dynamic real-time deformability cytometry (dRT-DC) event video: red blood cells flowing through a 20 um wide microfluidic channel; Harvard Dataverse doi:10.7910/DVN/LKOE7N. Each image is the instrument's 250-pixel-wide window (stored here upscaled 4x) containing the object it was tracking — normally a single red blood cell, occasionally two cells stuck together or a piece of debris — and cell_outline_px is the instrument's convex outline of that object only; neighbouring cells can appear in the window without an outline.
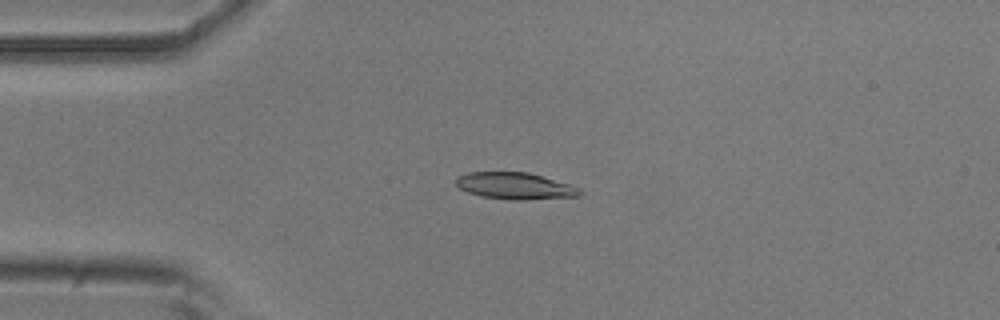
{"species": "common noctule bat (a hibernating species)", "species_latin": "Nyctalus noctula", "temperature_condition": "room temperature", "stored_images_in_passage": 7, "camera_frame_rate_fps": 3000, "um_per_image_px": 0.085, "animal": {"sex": "male", "body_mass_g": 20.5, "forearm_length_mm": 52.5}, "frame": {"image": 1, "passage_image": 2, "time_ms": 0.333, "image_size_px": [1000, 320], "cell_outline_px": [[584, 192], [580, 196], [524, 200], [508, 200], [480, 196], [468, 192], [460, 188], [456, 184], [456, 176], [468, 172], [528, 172], [568, 184], [580, 188]], "centroid_in_image_um": [43.77, 15.81], "position_along_channel_um": 41.2, "area_um2": 19.36}}
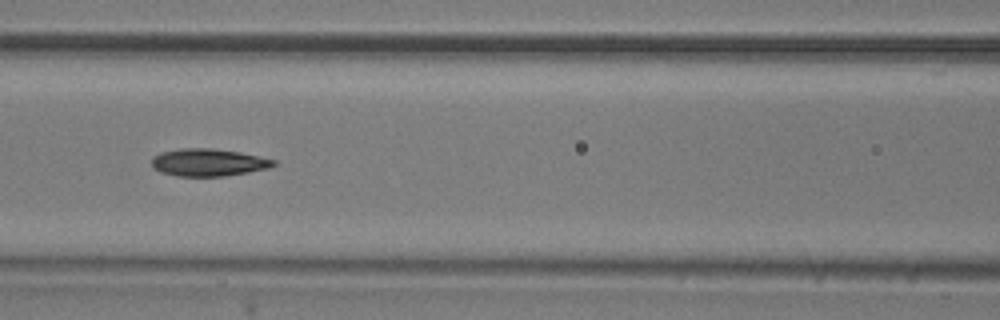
{"frame": {"image": 2, "passage_image": 5, "time_ms": 1.333, "image_size_px": [1000, 320], "cell_outline_px": [[276, 164], [268, 168], [248, 172], [224, 176], [176, 176], [160, 172], [152, 168], [152, 160], [160, 152], [180, 148], [208, 148], [236, 152], [276, 160]], "centroid_in_image_um": [17.66, 13.81], "position_along_channel_um": 148.9, "area_um2": 19.25}}
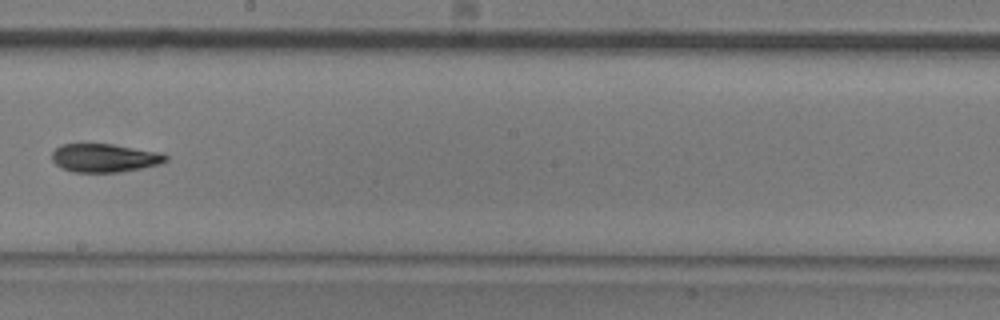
{"frame": {"image": 3, "passage_image": 7, "time_ms": 2.0, "image_size_px": [1000, 320], "cell_outline_px": [[168, 160], [144, 168], [120, 172], [72, 172], [60, 168], [52, 160], [52, 152], [56, 148], [64, 144], [112, 144], [160, 152], [168, 156]], "centroid_in_image_um": [8.88, 13.43], "position_along_channel_um": 239.3, "area_um2": 18.84}}